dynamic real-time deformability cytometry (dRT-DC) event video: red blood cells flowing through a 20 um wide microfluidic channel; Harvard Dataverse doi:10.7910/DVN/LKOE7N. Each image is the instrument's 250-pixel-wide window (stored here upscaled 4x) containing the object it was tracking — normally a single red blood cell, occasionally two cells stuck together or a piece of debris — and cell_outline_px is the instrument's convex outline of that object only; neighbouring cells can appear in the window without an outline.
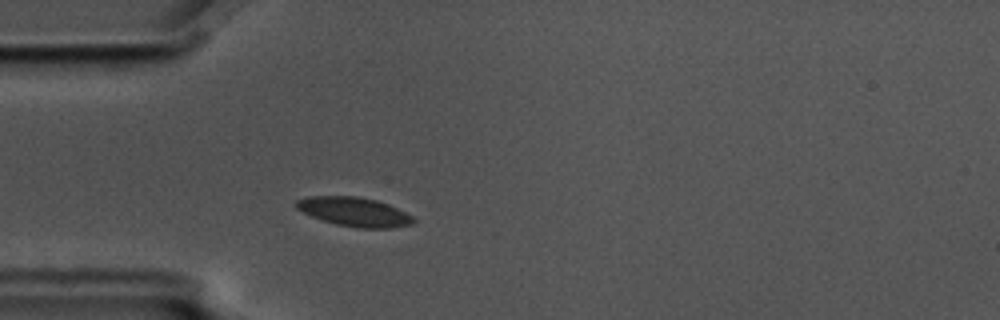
{"species": "common noctule bat (a hibernating species)", "species_latin": "Nyctalus noctula", "temperature_condition": "cold", "stored_images_in_passage": 3, "camera_frame_rate_fps": 3000, "um_per_image_px": 0.085, "animal": {"sex": "male", "body_mass_g": 17.5, "forearm_length_mm": 52.3}, "frame": {"image": 1, "passage_image": 3, "time_ms": 0.667, "image_size_px": [1000, 320], "cell_outline_px": [[416, 220], [412, 224], [392, 228], [356, 228], [336, 224], [312, 216], [296, 208], [292, 204], [296, 200], [308, 196], [356, 196], [376, 200], [388, 204], [412, 216]], "centroid_in_image_um": [30.09, 18.0], "position_along_channel_um": 54.9, "area_um2": 19.83}}